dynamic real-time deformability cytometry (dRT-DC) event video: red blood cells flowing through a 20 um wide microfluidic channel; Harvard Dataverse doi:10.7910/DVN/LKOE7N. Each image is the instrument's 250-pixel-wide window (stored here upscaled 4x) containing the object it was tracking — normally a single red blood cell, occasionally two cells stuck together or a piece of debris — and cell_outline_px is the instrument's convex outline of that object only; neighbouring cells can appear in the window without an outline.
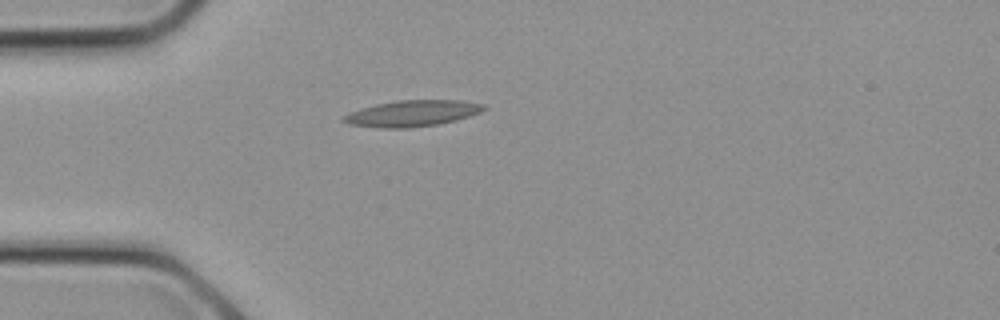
{"species": "common noctule bat (a hibernating species)", "species_latin": "Nyctalus noctula", "temperature_condition": "cold", "stored_images_in_passage": 5, "camera_frame_rate_fps": 3000, "um_per_image_px": 0.085, "animal": {"sex": "female", "body_mass_g": 21.9}, "frame": {"image": 1, "passage_image": 1, "time_ms": 0.0, "image_size_px": [1000, 320], "cell_outline_px": [[488, 108], [480, 112], [456, 120], [440, 124], [408, 128], [380, 128], [348, 124], [340, 120], [348, 112], [360, 108], [376, 104], [396, 100], [464, 100], [484, 104]], "centroid_in_image_um": [35.03, 9.63], "position_along_channel_um": 50.0, "area_um2": 21.62}}
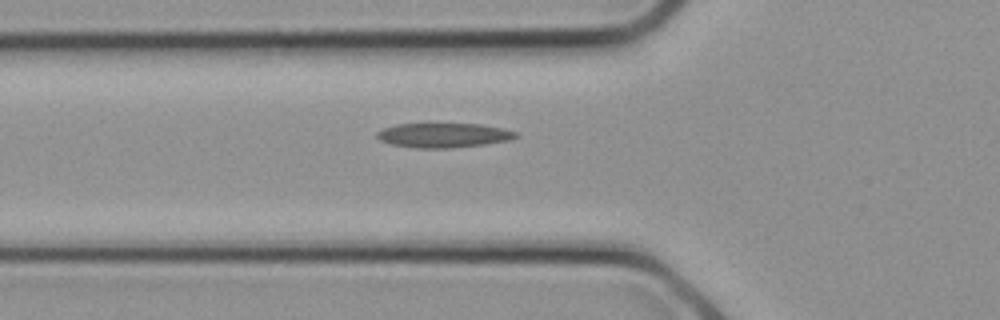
{"frame": {"image": 2, "passage_image": 3, "time_ms": 0.667, "image_size_px": [1000, 320], "cell_outline_px": [[520, 136], [512, 140], [484, 144], [452, 148], [416, 148], [388, 144], [380, 140], [376, 136], [376, 132], [384, 128], [396, 124], [480, 124], [500, 128], [516, 132]], "centroid_in_image_um": [37.69, 11.5], "position_along_channel_um": 88.1, "area_um2": 19.88}}
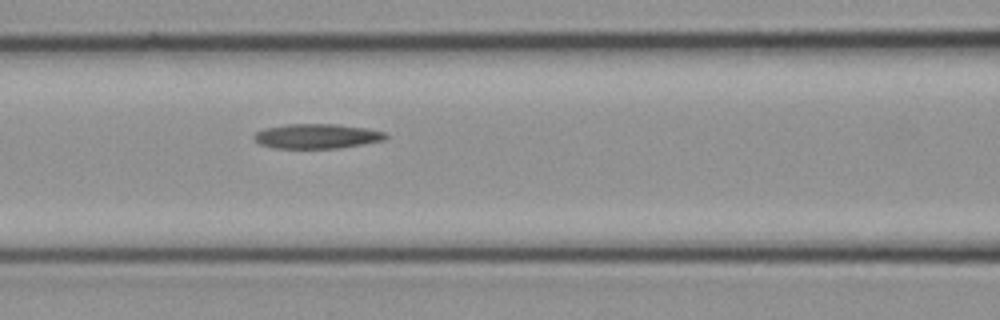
{"frame": {"image": 3, "passage_image": 5, "time_ms": 1.333, "image_size_px": [1000, 320], "cell_outline_px": [[388, 136], [384, 140], [340, 148], [272, 148], [260, 144], [252, 136], [256, 132], [264, 128], [288, 124], [336, 124], [368, 128], [388, 132]], "centroid_in_image_um": [26.96, 11.57], "position_along_channel_um": 139.6, "area_um2": 19.07}}